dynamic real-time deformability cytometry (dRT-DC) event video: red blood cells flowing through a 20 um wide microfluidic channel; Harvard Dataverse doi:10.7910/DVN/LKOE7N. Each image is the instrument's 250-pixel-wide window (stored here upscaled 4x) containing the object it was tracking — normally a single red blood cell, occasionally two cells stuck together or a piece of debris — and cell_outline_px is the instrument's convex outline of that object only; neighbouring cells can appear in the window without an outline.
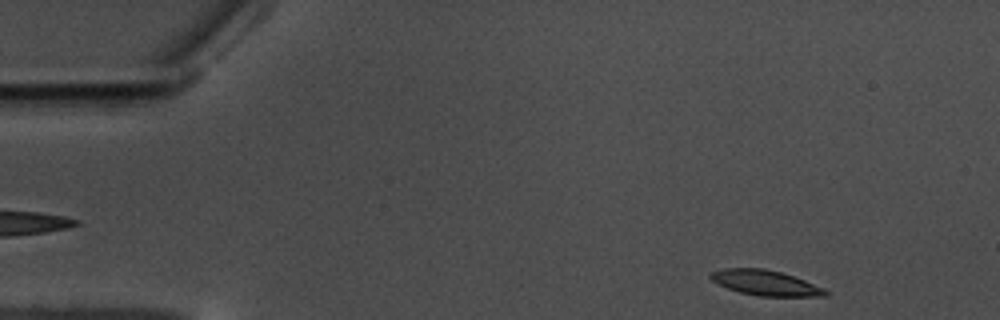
{"species": "common noctule bat (a hibernating species)", "species_latin": "Nyctalus noctula", "temperature_condition": "warm", "stored_images_in_passage": 54, "camera_frame_rate_fps": 3000, "um_per_image_px": 0.085, "animal": {"sex": "male", "body_mass_g": 17.5, "forearm_length_mm": 52.3}, "frame": {"image": 1, "passage_image": 2, "time_ms": 0.333, "image_size_px": [1000, 320], "cell_outline_px": [[828, 296], [760, 296], [740, 292], [716, 284], [708, 276], [708, 272], [724, 268], [764, 268], [780, 272], [804, 280], [824, 288], [828, 292]], "centroid_in_image_um": [65.01, 24.03], "position_along_channel_um": 20.0, "area_um2": 16.88}}
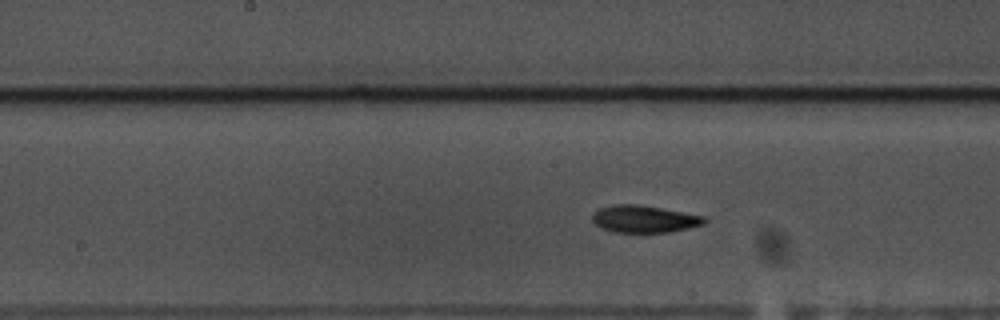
{"frame": {"image": 2, "passage_image": 25, "time_ms": 8.0, "image_size_px": [1000, 320], "cell_outline_px": [[708, 220], [704, 224], [688, 228], [668, 232], [612, 232], [600, 228], [592, 220], [592, 212], [600, 208], [616, 204], [636, 204], [660, 208], [704, 216]], "centroid_in_image_um": [54.72, 18.62], "position_along_channel_um": 193.5, "area_um2": 17.69}}
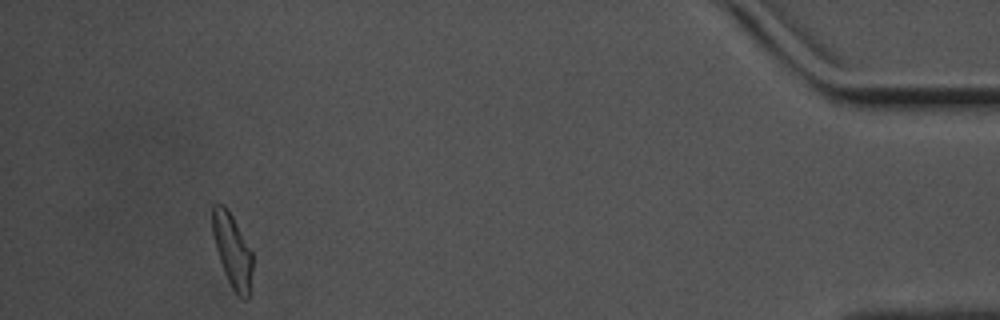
{"frame": {"image": 3, "passage_image": 50, "time_ms": 16.333, "image_size_px": [1000, 320], "cell_outline_px": [[252, 272], [248, 300], [244, 300], [232, 288], [224, 272], [216, 248], [212, 232], [212, 204], [224, 204], [232, 216], [252, 252]], "centroid_in_image_um": [19.74, 21.29], "position_along_channel_um": 415.5, "area_um2": 16.94}, "authors_computed_cell_mechanics": {"area_um2": 17.4845, "velocity_mm_per_s": 3.485, "shape_relaxation_time_tau1_ms": 4.7928, "shape_relaxation_time_tau2_ms": 5.9428, "deformation_change_tau1": 0.1494, "deformation_change_tau2": 0.12}}